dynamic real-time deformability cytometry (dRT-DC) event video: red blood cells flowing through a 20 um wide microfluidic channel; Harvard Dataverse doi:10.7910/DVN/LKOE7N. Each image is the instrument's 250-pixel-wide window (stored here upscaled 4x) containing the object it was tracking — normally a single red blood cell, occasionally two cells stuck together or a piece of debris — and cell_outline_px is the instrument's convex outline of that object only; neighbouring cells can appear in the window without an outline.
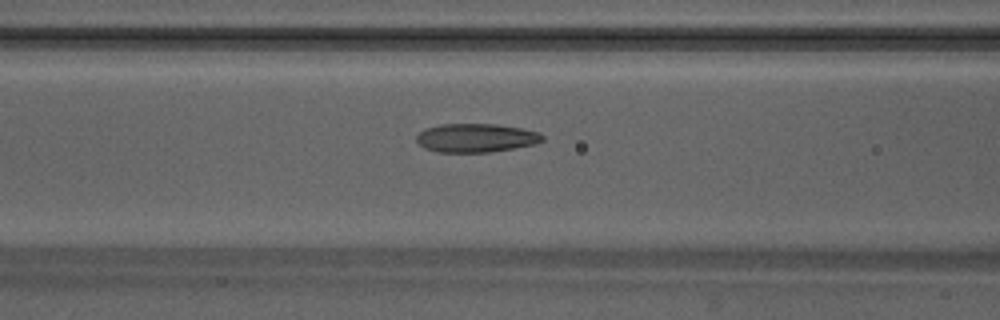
{"species": "Egyptian fruit bat (a non-hibernating species)", "species_latin": "Rousettus aegyptiacus", "temperature_condition": "warm", "stored_images_in_passage": 45, "camera_frame_rate_fps": 3000, "um_per_image_px": 0.085, "animal": {"sex": "male"}, "frame": {"image": 1, "passage_image": 16, "time_ms": 5.0, "image_size_px": [1000, 320], "cell_outline_px": [[544, 140], [536, 144], [492, 152], [436, 152], [424, 148], [416, 140], [416, 136], [424, 128], [440, 124], [496, 124], [520, 128], [540, 132], [544, 136]], "centroid_in_image_um": [40.46, 11.72], "position_along_channel_um": 126.1, "area_um2": 21.21}}
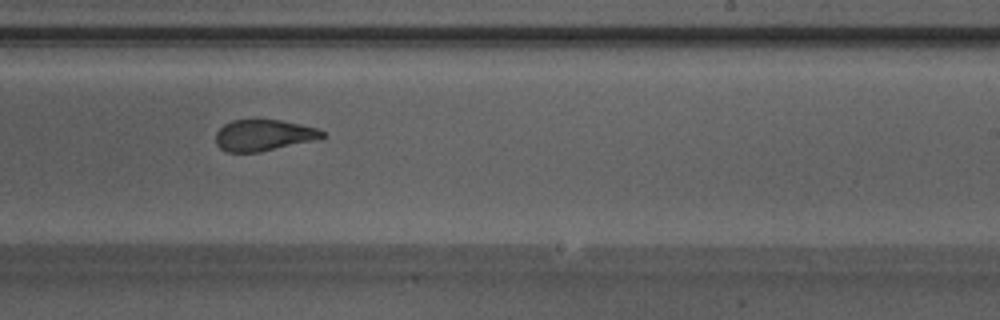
{"frame": {"image": 2, "passage_image": 26, "time_ms": 8.333, "image_size_px": [1000, 320], "cell_outline_px": [[328, 136], [320, 140], [260, 152], [228, 152], [220, 148], [216, 144], [216, 132], [224, 124], [232, 120], [280, 120], [300, 124], [316, 128], [324, 132]], "centroid_in_image_um": [22.46, 11.51], "position_along_channel_um": 266.5, "area_um2": 19.65}}
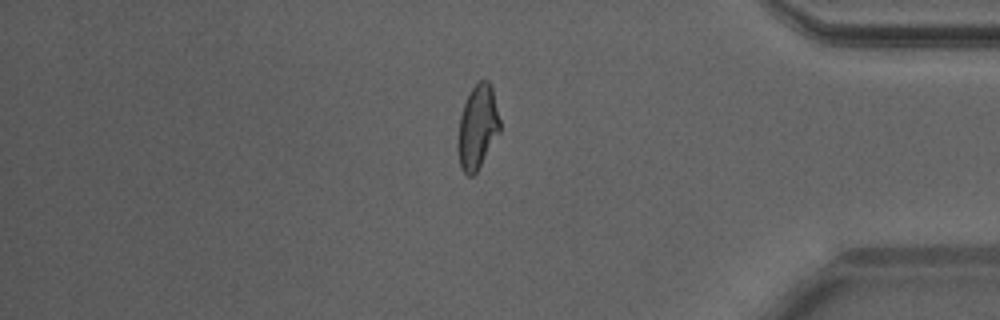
{"frame": {"image": 3, "passage_image": 37, "time_ms": 12.0, "image_size_px": [1000, 320], "cell_outline_px": [[500, 132], [476, 172], [472, 176], [468, 176], [460, 168], [456, 144], [460, 116], [464, 104], [472, 88], [480, 80], [488, 80], [492, 84], [500, 120]], "centroid_in_image_um": [40.58, 10.8], "position_along_channel_um": 394.6, "area_um2": 20.69}, "authors_computed_cell_mechanics": {"area_um2": 21.097, "velocity_mm_per_s": 4.2232, "shape_relaxation_time_tau1_ms": null, "shape_relaxation_time_tau2_ms": 1.2741, "deformation_change_tau1": null, "deformation_change_tau2": 0.0901}}